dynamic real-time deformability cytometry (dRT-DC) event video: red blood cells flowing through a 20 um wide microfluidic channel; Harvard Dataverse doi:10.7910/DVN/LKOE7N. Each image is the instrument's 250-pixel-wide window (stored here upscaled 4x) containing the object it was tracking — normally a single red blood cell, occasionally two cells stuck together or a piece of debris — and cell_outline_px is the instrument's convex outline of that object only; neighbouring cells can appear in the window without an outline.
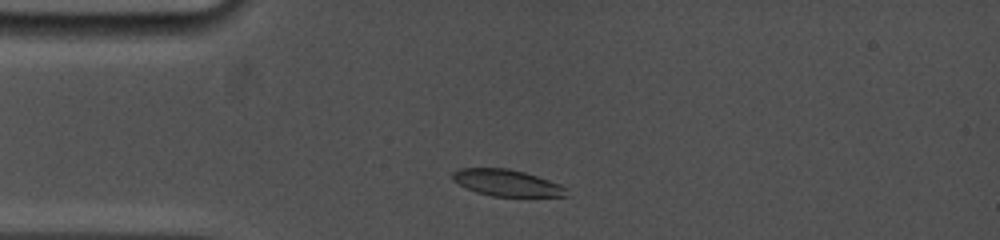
{"species": "common noctule bat (a hibernating species)", "species_latin": "Nyctalus noctula", "temperature_condition": "cold", "stored_images_in_passage": 8, "camera_frame_rate_fps": 5000, "um_per_image_px": 0.085, "animal": {"sex": "female", "body_mass_g": 19.0, "forearm_length_mm": 53.3}, "frame": {"image": 1, "passage_image": 2, "time_ms": 1.0, "image_size_px": [1000, 240], "cell_outline_px": [[568, 196], [492, 196], [476, 192], [452, 180], [452, 172], [460, 168], [508, 168], [524, 172], [560, 184], [568, 188]], "centroid_in_image_um": [43.09, 15.54], "position_along_channel_um": 41.9, "area_um2": 17.51}}
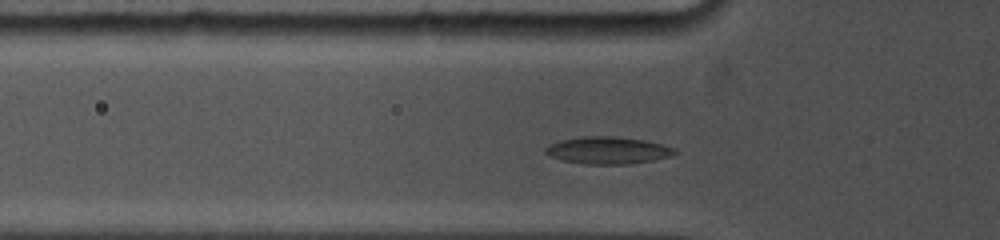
{"frame": {"image": 2, "passage_image": 7, "time_ms": 2.4, "image_size_px": [1000, 240], "cell_outline_px": [[680, 152], [672, 156], [632, 164], [584, 164], [564, 160], [552, 156], [544, 152], [544, 148], [548, 144], [560, 140], [580, 136], [616, 136], [644, 140], [676, 148]], "centroid_in_image_um": [51.69, 12.77], "position_along_channel_um": 74.1, "area_um2": 20.63}}